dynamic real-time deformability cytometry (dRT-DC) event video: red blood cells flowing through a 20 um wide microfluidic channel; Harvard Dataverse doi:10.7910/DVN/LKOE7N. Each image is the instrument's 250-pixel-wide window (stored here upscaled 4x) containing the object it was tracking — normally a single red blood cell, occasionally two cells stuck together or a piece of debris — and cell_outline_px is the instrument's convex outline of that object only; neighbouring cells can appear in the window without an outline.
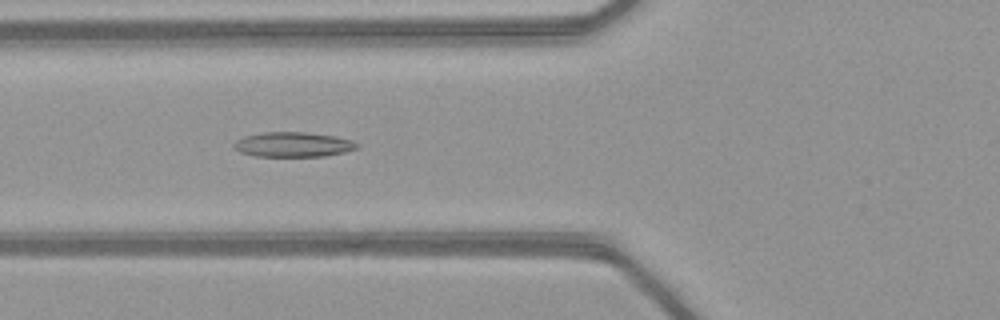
{"species": "common noctule bat (a hibernating species)", "species_latin": "Nyctalus noctula", "temperature_condition": "warm", "stored_images_in_passage": 50, "camera_frame_rate_fps": 3000, "um_per_image_px": 0.085, "animal": {"sex": "female", "body_mass_g": 21.9}, "frame": {"image": 1, "passage_image": 19, "time_ms": 6.0, "image_size_px": [1000, 320], "cell_outline_px": [[360, 144], [356, 148], [344, 152], [324, 156], [252, 156], [240, 152], [232, 148], [232, 144], [236, 140], [244, 136], [264, 132], [308, 132], [336, 136], [352, 140]], "centroid_in_image_um": [24.88, 12.28], "position_along_channel_um": 100.9, "area_um2": 17.98}}
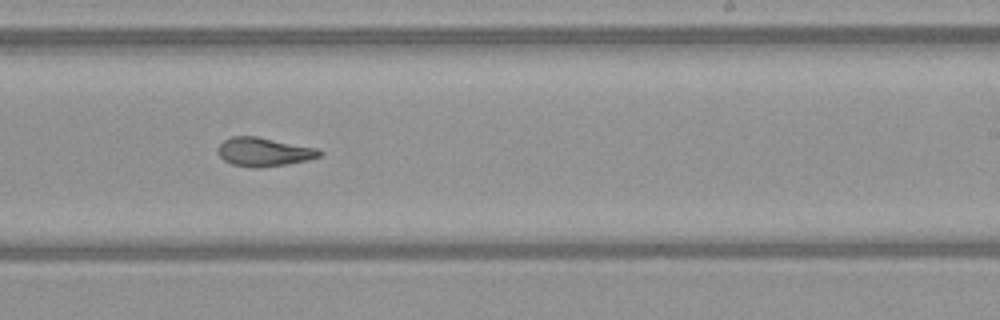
{"frame": {"image": 2, "passage_image": 31, "time_ms": 10.0, "image_size_px": [1000, 320], "cell_outline_px": [[324, 152], [320, 156], [308, 160], [260, 168], [252, 168], [232, 164], [224, 160], [216, 152], [216, 148], [224, 140], [232, 136], [256, 136], [316, 148]], "centroid_in_image_um": [22.39, 12.91], "position_along_channel_um": 266.6, "area_um2": 16.99}}
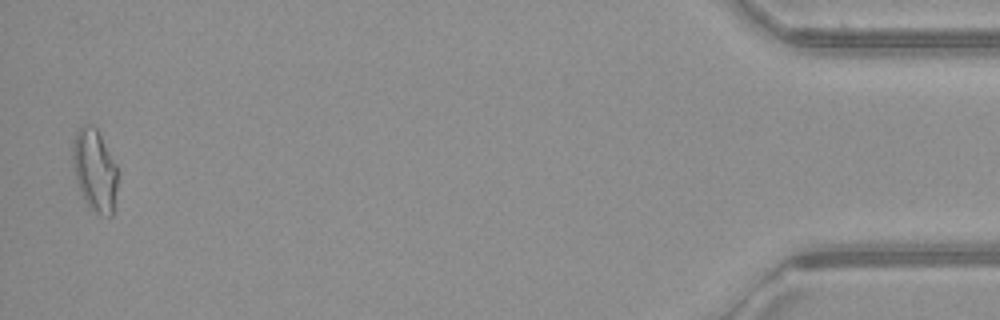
{"frame": {"image": 3, "passage_image": 49, "time_ms": 16.0, "image_size_px": [1000, 320], "cell_outline_px": [[116, 188], [112, 216], [108, 216], [96, 212], [88, 208], [84, 200], [76, 180], [72, 164], [72, 140], [76, 132], [84, 124], [92, 124], [96, 128], [116, 164]], "centroid_in_image_um": [8.01, 14.45], "position_along_channel_um": 427.2, "area_um2": 21.39}, "authors_computed_cell_mechanics": {"area_um2": 18.0914, "velocity_mm_per_s": 4.1225, "shape_relaxation_time_tau1_ms": null, "shape_relaxation_time_tau2_ms": 2.2929, "deformation_change_tau1": null, "deformation_change_tau2": 0.0991}}